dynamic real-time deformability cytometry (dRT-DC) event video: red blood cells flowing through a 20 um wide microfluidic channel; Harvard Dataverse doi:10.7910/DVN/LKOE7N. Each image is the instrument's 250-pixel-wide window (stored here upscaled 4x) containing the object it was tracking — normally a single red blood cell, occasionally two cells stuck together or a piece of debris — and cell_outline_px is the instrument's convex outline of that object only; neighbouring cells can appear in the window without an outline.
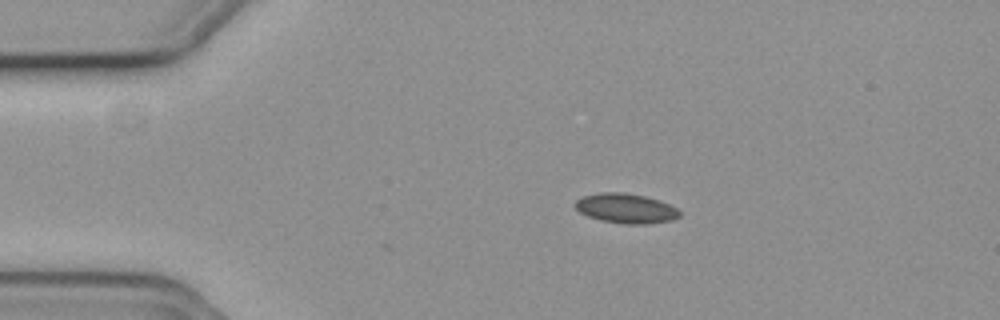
{"species": "common noctule bat (a hibernating species)", "species_latin": "Nyctalus noctula", "temperature_condition": "cold", "stored_images_in_passage": 33, "camera_frame_rate_fps": 3000, "um_per_image_px": 0.085, "animal": {"sex": "female", "body_mass_g": 19.3, "forearm_length_mm": 54.1}, "frame": {"image": 1, "passage_image": 1, "time_ms": 0.0, "image_size_px": [1000, 320], "cell_outline_px": [[680, 216], [672, 220], [648, 224], [624, 224], [600, 220], [588, 216], [580, 212], [572, 204], [576, 200], [584, 196], [600, 192], [624, 192], [644, 196], [668, 204], [676, 208], [680, 212]], "centroid_in_image_um": [53.17, 17.71], "position_along_channel_um": 31.8, "area_um2": 18.03}}
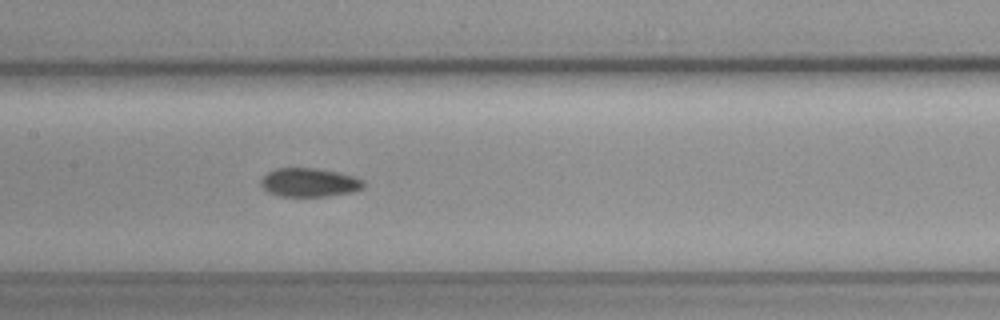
{"frame": {"image": 2, "passage_image": 17, "time_ms": 5.333, "image_size_px": [1000, 320], "cell_outline_px": [[364, 188], [352, 192], [328, 196], [280, 196], [268, 192], [260, 184], [260, 180], [268, 172], [276, 168], [316, 168], [336, 172], [352, 176], [364, 180]], "centroid_in_image_um": [26.29, 15.51], "position_along_channel_um": 181.1, "area_um2": 17.11}}
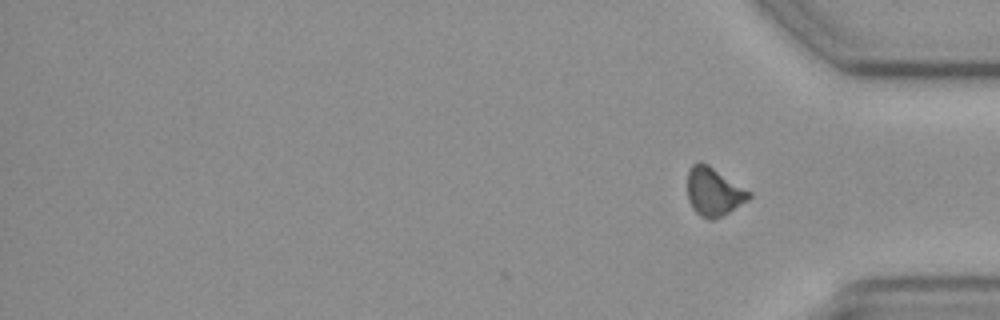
{"frame": {"image": 3, "passage_image": 33, "time_ms": 10.667, "image_size_px": [1000, 320], "cell_outline_px": [[752, 196], [748, 200], [724, 216], [712, 220], [708, 220], [700, 216], [692, 208], [688, 200], [688, 168], [696, 160], [700, 160], [708, 164], [752, 192]], "centroid_in_image_um": [60.66, 16.29], "position_along_channel_um": 374.5, "area_um2": 17.74}, "authors_computed_cell_mechanics": {"area_um2": 17.34, "velocity_mm_per_s": 3.7109, "shape_relaxation_time_tau1_ms": null, "shape_relaxation_time_tau2_ms": 5.5495, "deformation_change_tau1": null, "deformation_change_tau2": 0.0997}}